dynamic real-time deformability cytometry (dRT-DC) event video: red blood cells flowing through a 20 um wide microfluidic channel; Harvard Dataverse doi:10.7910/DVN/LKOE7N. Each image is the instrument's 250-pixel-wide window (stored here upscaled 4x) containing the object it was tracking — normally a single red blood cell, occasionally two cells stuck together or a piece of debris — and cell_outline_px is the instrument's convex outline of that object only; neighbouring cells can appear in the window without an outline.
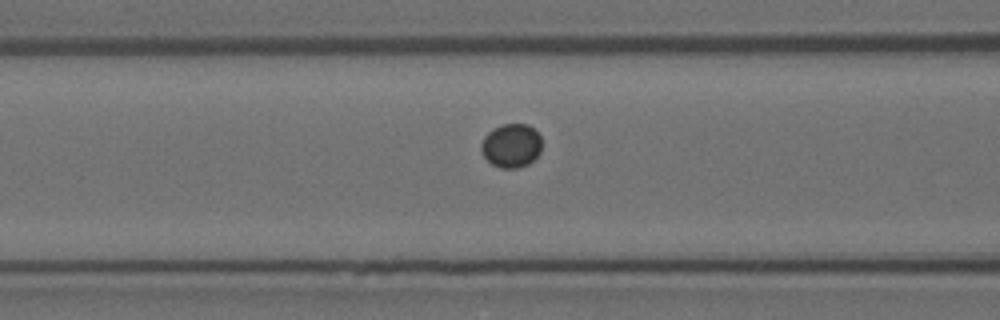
{"species": "Egyptian fruit bat (a non-hibernating species)", "species_latin": "Rousettus aegyptiacus", "temperature_condition": "room temperature", "stored_images_in_passage": 8, "camera_frame_rate_fps": 3000, "um_per_image_px": 0.085, "animal": {"sex": "female"}, "frame": {"image": 1, "passage_image": 7, "time_ms": 2.0, "image_size_px": [1000, 320], "cell_outline_px": [[540, 152], [528, 164], [516, 168], [500, 168], [492, 164], [484, 156], [480, 148], [480, 144], [484, 136], [492, 128], [504, 124], [528, 124], [540, 136]], "centroid_in_image_um": [43.42, 12.37], "position_along_channel_um": 123.2, "area_um2": 15.37}}
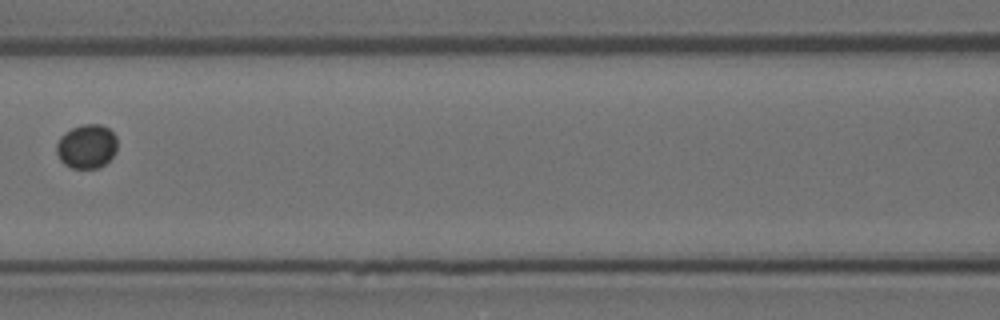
{"frame": {"image": 2, "passage_image": 8, "time_ms": 2.333, "image_size_px": [1000, 320], "cell_outline_px": [[116, 152], [104, 164], [96, 168], [72, 168], [64, 164], [60, 160], [56, 152], [56, 144], [60, 136], [64, 132], [72, 128], [84, 124], [100, 124], [108, 128], [116, 136]], "centroid_in_image_um": [7.34, 12.43], "position_along_channel_um": 159.3, "area_um2": 15.61}}